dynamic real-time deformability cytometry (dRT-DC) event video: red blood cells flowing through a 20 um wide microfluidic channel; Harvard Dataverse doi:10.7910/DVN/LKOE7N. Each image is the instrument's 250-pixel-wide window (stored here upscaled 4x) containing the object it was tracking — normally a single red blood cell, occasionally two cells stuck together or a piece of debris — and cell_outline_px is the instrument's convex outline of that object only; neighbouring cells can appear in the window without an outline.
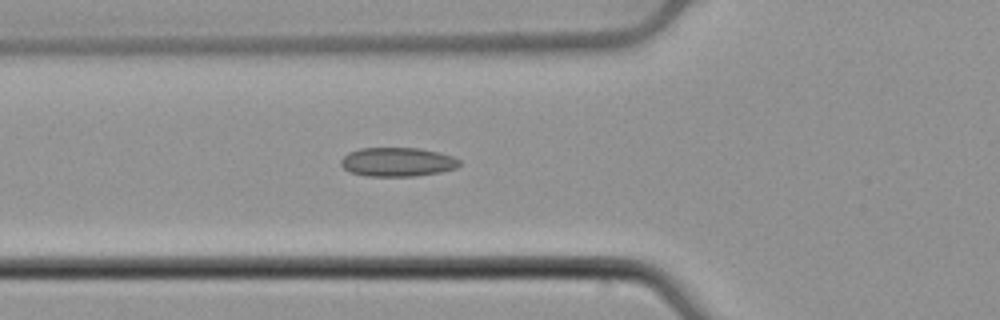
{"species": "common noctule bat (a hibernating species)", "species_latin": "Nyctalus noctula", "temperature_condition": "cold", "stored_images_in_passage": 19, "camera_frame_rate_fps": 3000, "um_per_image_px": 0.085, "animal": {"sex": "male", "body_mass_g": 21.5, "forearm_length_mm": 52.0}, "frame": {"image": 1, "passage_image": 9, "time_ms": 2.667, "image_size_px": [1000, 320], "cell_outline_px": [[460, 164], [456, 168], [440, 172], [416, 176], [364, 176], [348, 172], [340, 164], [340, 160], [348, 152], [360, 148], [420, 148], [440, 152], [452, 156], [460, 160]], "centroid_in_image_um": [33.76, 13.77], "position_along_channel_um": 92.0, "area_um2": 20.23}}